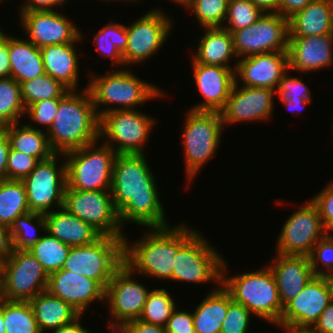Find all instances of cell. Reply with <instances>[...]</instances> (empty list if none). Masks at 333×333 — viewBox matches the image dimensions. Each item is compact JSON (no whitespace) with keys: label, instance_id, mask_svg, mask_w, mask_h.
Returning a JSON list of instances; mask_svg holds the SVG:
<instances>
[{"label":"cell","instance_id":"2","mask_svg":"<svg viewBox=\"0 0 333 333\" xmlns=\"http://www.w3.org/2000/svg\"><path fill=\"white\" fill-rule=\"evenodd\" d=\"M149 230L131 246L124 237V263L135 274L171 281L175 255L198 230L184 223L174 227H151Z\"/></svg>","mask_w":333,"mask_h":333},{"label":"cell","instance_id":"42","mask_svg":"<svg viewBox=\"0 0 333 333\" xmlns=\"http://www.w3.org/2000/svg\"><path fill=\"white\" fill-rule=\"evenodd\" d=\"M229 0H184L182 7L195 15L203 28L223 27Z\"/></svg>","mask_w":333,"mask_h":333},{"label":"cell","instance_id":"17","mask_svg":"<svg viewBox=\"0 0 333 333\" xmlns=\"http://www.w3.org/2000/svg\"><path fill=\"white\" fill-rule=\"evenodd\" d=\"M276 240V252L281 255L309 256L315 244L327 233L315 204H302L285 221Z\"/></svg>","mask_w":333,"mask_h":333},{"label":"cell","instance_id":"51","mask_svg":"<svg viewBox=\"0 0 333 333\" xmlns=\"http://www.w3.org/2000/svg\"><path fill=\"white\" fill-rule=\"evenodd\" d=\"M124 327L129 333H167L165 326L146 323L140 319L132 320Z\"/></svg>","mask_w":333,"mask_h":333},{"label":"cell","instance_id":"28","mask_svg":"<svg viewBox=\"0 0 333 333\" xmlns=\"http://www.w3.org/2000/svg\"><path fill=\"white\" fill-rule=\"evenodd\" d=\"M203 29L205 33L196 40L197 52L192 54V63L236 68L237 62L233 66L228 63L230 58L237 57L231 32L223 27Z\"/></svg>","mask_w":333,"mask_h":333},{"label":"cell","instance_id":"38","mask_svg":"<svg viewBox=\"0 0 333 333\" xmlns=\"http://www.w3.org/2000/svg\"><path fill=\"white\" fill-rule=\"evenodd\" d=\"M26 108L22 101L21 85L12 77L0 79V128L20 122Z\"/></svg>","mask_w":333,"mask_h":333},{"label":"cell","instance_id":"63","mask_svg":"<svg viewBox=\"0 0 333 333\" xmlns=\"http://www.w3.org/2000/svg\"><path fill=\"white\" fill-rule=\"evenodd\" d=\"M8 36L9 35H7L5 32H3L2 29H0V47L7 41Z\"/></svg>","mask_w":333,"mask_h":333},{"label":"cell","instance_id":"25","mask_svg":"<svg viewBox=\"0 0 333 333\" xmlns=\"http://www.w3.org/2000/svg\"><path fill=\"white\" fill-rule=\"evenodd\" d=\"M270 268L278 288V295L284 308L315 276L308 256L281 255L276 253Z\"/></svg>","mask_w":333,"mask_h":333},{"label":"cell","instance_id":"16","mask_svg":"<svg viewBox=\"0 0 333 333\" xmlns=\"http://www.w3.org/2000/svg\"><path fill=\"white\" fill-rule=\"evenodd\" d=\"M136 275L125 263L113 274L105 292V302L114 318L108 327H124L128 322L139 319L150 290L139 283Z\"/></svg>","mask_w":333,"mask_h":333},{"label":"cell","instance_id":"15","mask_svg":"<svg viewBox=\"0 0 333 333\" xmlns=\"http://www.w3.org/2000/svg\"><path fill=\"white\" fill-rule=\"evenodd\" d=\"M162 11L153 9L146 12L137 21L127 25V45L123 52L125 65H135L155 55L166 42L172 29V19ZM172 23V24H171Z\"/></svg>","mask_w":333,"mask_h":333},{"label":"cell","instance_id":"57","mask_svg":"<svg viewBox=\"0 0 333 333\" xmlns=\"http://www.w3.org/2000/svg\"><path fill=\"white\" fill-rule=\"evenodd\" d=\"M10 77V62L7 41L0 47V79Z\"/></svg>","mask_w":333,"mask_h":333},{"label":"cell","instance_id":"12","mask_svg":"<svg viewBox=\"0 0 333 333\" xmlns=\"http://www.w3.org/2000/svg\"><path fill=\"white\" fill-rule=\"evenodd\" d=\"M63 207L90 224L101 235L124 239L123 227L110 191H85L66 187Z\"/></svg>","mask_w":333,"mask_h":333},{"label":"cell","instance_id":"64","mask_svg":"<svg viewBox=\"0 0 333 333\" xmlns=\"http://www.w3.org/2000/svg\"><path fill=\"white\" fill-rule=\"evenodd\" d=\"M111 329H112V332L113 333H118V331H119V333H129L128 331H127V329L125 328V327H110Z\"/></svg>","mask_w":333,"mask_h":333},{"label":"cell","instance_id":"10","mask_svg":"<svg viewBox=\"0 0 333 333\" xmlns=\"http://www.w3.org/2000/svg\"><path fill=\"white\" fill-rule=\"evenodd\" d=\"M49 275L30 251L14 249L3 262L0 298L30 301L47 290Z\"/></svg>","mask_w":333,"mask_h":333},{"label":"cell","instance_id":"45","mask_svg":"<svg viewBox=\"0 0 333 333\" xmlns=\"http://www.w3.org/2000/svg\"><path fill=\"white\" fill-rule=\"evenodd\" d=\"M39 162L36 157L26 155L10 147L6 167V180L22 181L35 169Z\"/></svg>","mask_w":333,"mask_h":333},{"label":"cell","instance_id":"53","mask_svg":"<svg viewBox=\"0 0 333 333\" xmlns=\"http://www.w3.org/2000/svg\"><path fill=\"white\" fill-rule=\"evenodd\" d=\"M67 0H26L24 5H21L20 10L41 11V10H55L53 7H62Z\"/></svg>","mask_w":333,"mask_h":333},{"label":"cell","instance_id":"18","mask_svg":"<svg viewBox=\"0 0 333 333\" xmlns=\"http://www.w3.org/2000/svg\"><path fill=\"white\" fill-rule=\"evenodd\" d=\"M21 27L36 47L75 42L81 31L67 16L54 10H21Z\"/></svg>","mask_w":333,"mask_h":333},{"label":"cell","instance_id":"54","mask_svg":"<svg viewBox=\"0 0 333 333\" xmlns=\"http://www.w3.org/2000/svg\"><path fill=\"white\" fill-rule=\"evenodd\" d=\"M14 250L10 227L0 223V259L7 260Z\"/></svg>","mask_w":333,"mask_h":333},{"label":"cell","instance_id":"21","mask_svg":"<svg viewBox=\"0 0 333 333\" xmlns=\"http://www.w3.org/2000/svg\"><path fill=\"white\" fill-rule=\"evenodd\" d=\"M288 71L287 51L256 54L238 59L235 69V82H240L245 87L276 90L279 81Z\"/></svg>","mask_w":333,"mask_h":333},{"label":"cell","instance_id":"56","mask_svg":"<svg viewBox=\"0 0 333 333\" xmlns=\"http://www.w3.org/2000/svg\"><path fill=\"white\" fill-rule=\"evenodd\" d=\"M9 150L10 143L7 132L4 128H0V181L6 180V167Z\"/></svg>","mask_w":333,"mask_h":333},{"label":"cell","instance_id":"33","mask_svg":"<svg viewBox=\"0 0 333 333\" xmlns=\"http://www.w3.org/2000/svg\"><path fill=\"white\" fill-rule=\"evenodd\" d=\"M19 123L3 127L12 149L34 156L39 161L47 160L55 154L49 146L47 132L43 128H36L31 123H23L20 126Z\"/></svg>","mask_w":333,"mask_h":333},{"label":"cell","instance_id":"50","mask_svg":"<svg viewBox=\"0 0 333 333\" xmlns=\"http://www.w3.org/2000/svg\"><path fill=\"white\" fill-rule=\"evenodd\" d=\"M167 333H195L193 313L176 309L166 322Z\"/></svg>","mask_w":333,"mask_h":333},{"label":"cell","instance_id":"66","mask_svg":"<svg viewBox=\"0 0 333 333\" xmlns=\"http://www.w3.org/2000/svg\"><path fill=\"white\" fill-rule=\"evenodd\" d=\"M3 260L0 259V284H1V280H2V271H3Z\"/></svg>","mask_w":333,"mask_h":333},{"label":"cell","instance_id":"41","mask_svg":"<svg viewBox=\"0 0 333 333\" xmlns=\"http://www.w3.org/2000/svg\"><path fill=\"white\" fill-rule=\"evenodd\" d=\"M175 309L176 302L166 289H154L148 293L139 319L146 323L165 326Z\"/></svg>","mask_w":333,"mask_h":333},{"label":"cell","instance_id":"6","mask_svg":"<svg viewBox=\"0 0 333 333\" xmlns=\"http://www.w3.org/2000/svg\"><path fill=\"white\" fill-rule=\"evenodd\" d=\"M98 142L61 154L66 160L67 188L110 191L117 153L107 144L98 145Z\"/></svg>","mask_w":333,"mask_h":333},{"label":"cell","instance_id":"65","mask_svg":"<svg viewBox=\"0 0 333 333\" xmlns=\"http://www.w3.org/2000/svg\"><path fill=\"white\" fill-rule=\"evenodd\" d=\"M0 333H5L4 321L1 313V298H0Z\"/></svg>","mask_w":333,"mask_h":333},{"label":"cell","instance_id":"1","mask_svg":"<svg viewBox=\"0 0 333 333\" xmlns=\"http://www.w3.org/2000/svg\"><path fill=\"white\" fill-rule=\"evenodd\" d=\"M145 154H117L110 192L123 227L126 222L141 226H169L152 169Z\"/></svg>","mask_w":333,"mask_h":333},{"label":"cell","instance_id":"43","mask_svg":"<svg viewBox=\"0 0 333 333\" xmlns=\"http://www.w3.org/2000/svg\"><path fill=\"white\" fill-rule=\"evenodd\" d=\"M264 13L250 0H229L223 28L231 33L254 24Z\"/></svg>","mask_w":333,"mask_h":333},{"label":"cell","instance_id":"23","mask_svg":"<svg viewBox=\"0 0 333 333\" xmlns=\"http://www.w3.org/2000/svg\"><path fill=\"white\" fill-rule=\"evenodd\" d=\"M191 64L195 85L205 100L191 107L190 110L220 112L225 107L235 83L236 68L201 63Z\"/></svg>","mask_w":333,"mask_h":333},{"label":"cell","instance_id":"68","mask_svg":"<svg viewBox=\"0 0 333 333\" xmlns=\"http://www.w3.org/2000/svg\"><path fill=\"white\" fill-rule=\"evenodd\" d=\"M175 3H178L179 5H182L184 3V0H171Z\"/></svg>","mask_w":333,"mask_h":333},{"label":"cell","instance_id":"27","mask_svg":"<svg viewBox=\"0 0 333 333\" xmlns=\"http://www.w3.org/2000/svg\"><path fill=\"white\" fill-rule=\"evenodd\" d=\"M44 216L46 232L71 247L90 244L101 236L90 224L69 213L64 207Z\"/></svg>","mask_w":333,"mask_h":333},{"label":"cell","instance_id":"49","mask_svg":"<svg viewBox=\"0 0 333 333\" xmlns=\"http://www.w3.org/2000/svg\"><path fill=\"white\" fill-rule=\"evenodd\" d=\"M310 200L318 209L326 233L333 234V180Z\"/></svg>","mask_w":333,"mask_h":333},{"label":"cell","instance_id":"14","mask_svg":"<svg viewBox=\"0 0 333 333\" xmlns=\"http://www.w3.org/2000/svg\"><path fill=\"white\" fill-rule=\"evenodd\" d=\"M231 34L237 59L261 53L287 51L288 18L278 13H264L254 24Z\"/></svg>","mask_w":333,"mask_h":333},{"label":"cell","instance_id":"30","mask_svg":"<svg viewBox=\"0 0 333 333\" xmlns=\"http://www.w3.org/2000/svg\"><path fill=\"white\" fill-rule=\"evenodd\" d=\"M10 77L20 85L45 74L40 48L28 39L8 36Z\"/></svg>","mask_w":333,"mask_h":333},{"label":"cell","instance_id":"7","mask_svg":"<svg viewBox=\"0 0 333 333\" xmlns=\"http://www.w3.org/2000/svg\"><path fill=\"white\" fill-rule=\"evenodd\" d=\"M183 131L186 180L188 185L220 145L223 121L220 112L188 110Z\"/></svg>","mask_w":333,"mask_h":333},{"label":"cell","instance_id":"24","mask_svg":"<svg viewBox=\"0 0 333 333\" xmlns=\"http://www.w3.org/2000/svg\"><path fill=\"white\" fill-rule=\"evenodd\" d=\"M289 71L315 72L333 64V34L289 37Z\"/></svg>","mask_w":333,"mask_h":333},{"label":"cell","instance_id":"8","mask_svg":"<svg viewBox=\"0 0 333 333\" xmlns=\"http://www.w3.org/2000/svg\"><path fill=\"white\" fill-rule=\"evenodd\" d=\"M123 246V239L101 235L90 244L71 247L62 269L96 280L106 289L124 263Z\"/></svg>","mask_w":333,"mask_h":333},{"label":"cell","instance_id":"3","mask_svg":"<svg viewBox=\"0 0 333 333\" xmlns=\"http://www.w3.org/2000/svg\"><path fill=\"white\" fill-rule=\"evenodd\" d=\"M81 93L70 90L59 102L47 132L49 146L56 154L79 149L99 140V117L87 87Z\"/></svg>","mask_w":333,"mask_h":333},{"label":"cell","instance_id":"44","mask_svg":"<svg viewBox=\"0 0 333 333\" xmlns=\"http://www.w3.org/2000/svg\"><path fill=\"white\" fill-rule=\"evenodd\" d=\"M315 276H322L333 269V234L320 239L308 256ZM319 265L323 268L319 269Z\"/></svg>","mask_w":333,"mask_h":333},{"label":"cell","instance_id":"9","mask_svg":"<svg viewBox=\"0 0 333 333\" xmlns=\"http://www.w3.org/2000/svg\"><path fill=\"white\" fill-rule=\"evenodd\" d=\"M155 122L136 109L107 112L99 117V140L107 138L102 142L117 154H145L144 145Z\"/></svg>","mask_w":333,"mask_h":333},{"label":"cell","instance_id":"55","mask_svg":"<svg viewBox=\"0 0 333 333\" xmlns=\"http://www.w3.org/2000/svg\"><path fill=\"white\" fill-rule=\"evenodd\" d=\"M313 328L319 333H333V300L321 313Z\"/></svg>","mask_w":333,"mask_h":333},{"label":"cell","instance_id":"47","mask_svg":"<svg viewBox=\"0 0 333 333\" xmlns=\"http://www.w3.org/2000/svg\"><path fill=\"white\" fill-rule=\"evenodd\" d=\"M61 99L62 98L45 99L30 105L25 112L30 119L29 122L40 123L41 128L45 126V130L48 131L53 124Z\"/></svg>","mask_w":333,"mask_h":333},{"label":"cell","instance_id":"11","mask_svg":"<svg viewBox=\"0 0 333 333\" xmlns=\"http://www.w3.org/2000/svg\"><path fill=\"white\" fill-rule=\"evenodd\" d=\"M196 232L175 255L171 280L190 283L221 284L222 255Z\"/></svg>","mask_w":333,"mask_h":333},{"label":"cell","instance_id":"59","mask_svg":"<svg viewBox=\"0 0 333 333\" xmlns=\"http://www.w3.org/2000/svg\"><path fill=\"white\" fill-rule=\"evenodd\" d=\"M263 13H278L279 0H250Z\"/></svg>","mask_w":333,"mask_h":333},{"label":"cell","instance_id":"60","mask_svg":"<svg viewBox=\"0 0 333 333\" xmlns=\"http://www.w3.org/2000/svg\"><path fill=\"white\" fill-rule=\"evenodd\" d=\"M284 104L286 109L290 110L291 112L295 113L296 115L303 110L304 106L308 103H311V100L305 99H290V100H281Z\"/></svg>","mask_w":333,"mask_h":333},{"label":"cell","instance_id":"4","mask_svg":"<svg viewBox=\"0 0 333 333\" xmlns=\"http://www.w3.org/2000/svg\"><path fill=\"white\" fill-rule=\"evenodd\" d=\"M226 261L221 267V285L229 292L232 300L244 305L253 316L280 326L283 307L279 299L275 278L268 266L255 272L228 277ZM227 276V277H226Z\"/></svg>","mask_w":333,"mask_h":333},{"label":"cell","instance_id":"20","mask_svg":"<svg viewBox=\"0 0 333 333\" xmlns=\"http://www.w3.org/2000/svg\"><path fill=\"white\" fill-rule=\"evenodd\" d=\"M333 300L322 276H314L283 309L280 326L313 327Z\"/></svg>","mask_w":333,"mask_h":333},{"label":"cell","instance_id":"19","mask_svg":"<svg viewBox=\"0 0 333 333\" xmlns=\"http://www.w3.org/2000/svg\"><path fill=\"white\" fill-rule=\"evenodd\" d=\"M234 83L225 107L220 111L224 124L260 121L272 116L276 90L245 87ZM241 86V87H239Z\"/></svg>","mask_w":333,"mask_h":333},{"label":"cell","instance_id":"36","mask_svg":"<svg viewBox=\"0 0 333 333\" xmlns=\"http://www.w3.org/2000/svg\"><path fill=\"white\" fill-rule=\"evenodd\" d=\"M5 333H42L29 301L1 299Z\"/></svg>","mask_w":333,"mask_h":333},{"label":"cell","instance_id":"67","mask_svg":"<svg viewBox=\"0 0 333 333\" xmlns=\"http://www.w3.org/2000/svg\"><path fill=\"white\" fill-rule=\"evenodd\" d=\"M329 6H330V9L332 11V14H333V0H327Z\"/></svg>","mask_w":333,"mask_h":333},{"label":"cell","instance_id":"52","mask_svg":"<svg viewBox=\"0 0 333 333\" xmlns=\"http://www.w3.org/2000/svg\"><path fill=\"white\" fill-rule=\"evenodd\" d=\"M312 1L313 0H279L278 14L285 18H290Z\"/></svg>","mask_w":333,"mask_h":333},{"label":"cell","instance_id":"22","mask_svg":"<svg viewBox=\"0 0 333 333\" xmlns=\"http://www.w3.org/2000/svg\"><path fill=\"white\" fill-rule=\"evenodd\" d=\"M47 291L70 304L81 315L94 301L105 300L106 289L96 280L64 269L48 277Z\"/></svg>","mask_w":333,"mask_h":333},{"label":"cell","instance_id":"69","mask_svg":"<svg viewBox=\"0 0 333 333\" xmlns=\"http://www.w3.org/2000/svg\"><path fill=\"white\" fill-rule=\"evenodd\" d=\"M106 1V0H105ZM107 1H114V0H107ZM115 1H120V0H115ZM122 1V0H121ZM123 1H129V0H123ZM131 2H135V1H138V0H130Z\"/></svg>","mask_w":333,"mask_h":333},{"label":"cell","instance_id":"13","mask_svg":"<svg viewBox=\"0 0 333 333\" xmlns=\"http://www.w3.org/2000/svg\"><path fill=\"white\" fill-rule=\"evenodd\" d=\"M60 155L55 153L49 159L40 161L22 180L31 212L46 214L52 212L54 205L56 209L63 207L67 177L65 158L63 164L57 166Z\"/></svg>","mask_w":333,"mask_h":333},{"label":"cell","instance_id":"32","mask_svg":"<svg viewBox=\"0 0 333 333\" xmlns=\"http://www.w3.org/2000/svg\"><path fill=\"white\" fill-rule=\"evenodd\" d=\"M213 288L210 294L193 311L195 333H220L228 306L233 301L229 292L221 285Z\"/></svg>","mask_w":333,"mask_h":333},{"label":"cell","instance_id":"37","mask_svg":"<svg viewBox=\"0 0 333 333\" xmlns=\"http://www.w3.org/2000/svg\"><path fill=\"white\" fill-rule=\"evenodd\" d=\"M39 229L46 232L44 214L30 211L17 217L10 226L14 249L29 251L42 237L36 234Z\"/></svg>","mask_w":333,"mask_h":333},{"label":"cell","instance_id":"34","mask_svg":"<svg viewBox=\"0 0 333 333\" xmlns=\"http://www.w3.org/2000/svg\"><path fill=\"white\" fill-rule=\"evenodd\" d=\"M28 212L24 183L19 180L0 181V223L10 227L17 217Z\"/></svg>","mask_w":333,"mask_h":333},{"label":"cell","instance_id":"46","mask_svg":"<svg viewBox=\"0 0 333 333\" xmlns=\"http://www.w3.org/2000/svg\"><path fill=\"white\" fill-rule=\"evenodd\" d=\"M251 315V311L244 305L232 301L228 306L220 333H248Z\"/></svg>","mask_w":333,"mask_h":333},{"label":"cell","instance_id":"62","mask_svg":"<svg viewBox=\"0 0 333 333\" xmlns=\"http://www.w3.org/2000/svg\"><path fill=\"white\" fill-rule=\"evenodd\" d=\"M333 298V269L322 275Z\"/></svg>","mask_w":333,"mask_h":333},{"label":"cell","instance_id":"29","mask_svg":"<svg viewBox=\"0 0 333 333\" xmlns=\"http://www.w3.org/2000/svg\"><path fill=\"white\" fill-rule=\"evenodd\" d=\"M289 37L333 34V14L327 0H313L288 18Z\"/></svg>","mask_w":333,"mask_h":333},{"label":"cell","instance_id":"61","mask_svg":"<svg viewBox=\"0 0 333 333\" xmlns=\"http://www.w3.org/2000/svg\"><path fill=\"white\" fill-rule=\"evenodd\" d=\"M287 333H319L313 327H298V326H279Z\"/></svg>","mask_w":333,"mask_h":333},{"label":"cell","instance_id":"48","mask_svg":"<svg viewBox=\"0 0 333 333\" xmlns=\"http://www.w3.org/2000/svg\"><path fill=\"white\" fill-rule=\"evenodd\" d=\"M288 71L279 81L276 94L280 100L305 99L310 100L311 90L299 77H290Z\"/></svg>","mask_w":333,"mask_h":333},{"label":"cell","instance_id":"31","mask_svg":"<svg viewBox=\"0 0 333 333\" xmlns=\"http://www.w3.org/2000/svg\"><path fill=\"white\" fill-rule=\"evenodd\" d=\"M29 302L42 333L67 325L81 315L70 304L51 295L47 290L37 294Z\"/></svg>","mask_w":333,"mask_h":333},{"label":"cell","instance_id":"40","mask_svg":"<svg viewBox=\"0 0 333 333\" xmlns=\"http://www.w3.org/2000/svg\"><path fill=\"white\" fill-rule=\"evenodd\" d=\"M69 91L66 86L48 74L21 84V96L26 109L41 100L63 98Z\"/></svg>","mask_w":333,"mask_h":333},{"label":"cell","instance_id":"5","mask_svg":"<svg viewBox=\"0 0 333 333\" xmlns=\"http://www.w3.org/2000/svg\"><path fill=\"white\" fill-rule=\"evenodd\" d=\"M90 76L86 87L91 94L98 117L115 110H134L137 105L165 95L163 90L138 78L129 69H117L98 76L93 73V76ZM102 105H105L106 109ZM107 105L112 106L110 108ZM100 106L103 109L99 110Z\"/></svg>","mask_w":333,"mask_h":333},{"label":"cell","instance_id":"26","mask_svg":"<svg viewBox=\"0 0 333 333\" xmlns=\"http://www.w3.org/2000/svg\"><path fill=\"white\" fill-rule=\"evenodd\" d=\"M82 39L84 38L81 32V36L73 43L48 45L40 48L45 74L61 82L69 90L78 89L80 63L75 44Z\"/></svg>","mask_w":333,"mask_h":333},{"label":"cell","instance_id":"58","mask_svg":"<svg viewBox=\"0 0 333 333\" xmlns=\"http://www.w3.org/2000/svg\"><path fill=\"white\" fill-rule=\"evenodd\" d=\"M83 315H80L76 318L73 322L61 326L58 329L52 330V333H89V330L84 328L81 323L80 319H82Z\"/></svg>","mask_w":333,"mask_h":333},{"label":"cell","instance_id":"35","mask_svg":"<svg viewBox=\"0 0 333 333\" xmlns=\"http://www.w3.org/2000/svg\"><path fill=\"white\" fill-rule=\"evenodd\" d=\"M128 37L127 26L121 23L109 22L94 36L95 48L103 57L112 59V66L123 68V52L126 49ZM101 52V53H100Z\"/></svg>","mask_w":333,"mask_h":333},{"label":"cell","instance_id":"39","mask_svg":"<svg viewBox=\"0 0 333 333\" xmlns=\"http://www.w3.org/2000/svg\"><path fill=\"white\" fill-rule=\"evenodd\" d=\"M45 235V236H44ZM29 250L40 262L47 274L62 269L71 246L66 245L47 232Z\"/></svg>","mask_w":333,"mask_h":333}]
</instances>
